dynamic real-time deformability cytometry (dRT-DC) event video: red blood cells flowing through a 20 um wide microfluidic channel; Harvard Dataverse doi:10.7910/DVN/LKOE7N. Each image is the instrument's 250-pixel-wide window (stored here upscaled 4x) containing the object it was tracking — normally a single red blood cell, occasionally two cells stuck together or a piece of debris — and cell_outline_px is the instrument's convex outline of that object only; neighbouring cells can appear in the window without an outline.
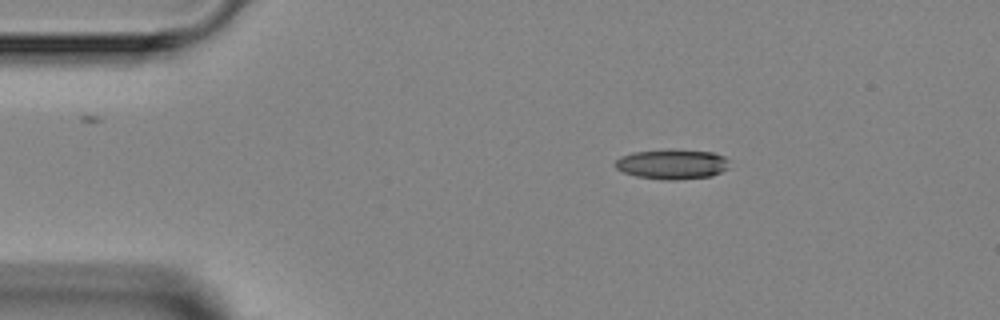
{"species": "Egyptian fruit bat (a non-hibernating species)", "species_latin": "Rousettus aegyptiacus", "temperature_condition": "room temperature", "stored_images_in_passage": 3, "camera_frame_rate_fps": 3000, "um_per_image_px": 0.085, "animal": {"sex": "female"}, "frame": {"image": 1, "passage_image": 1, "time_ms": 0.0, "image_size_px": [1000, 320], "cell_outline_px": [[728, 168], [712, 176], [676, 180], [664, 180], [636, 176], [624, 172], [616, 168], [612, 164], [620, 156], [632, 152], [668, 148], [672, 148], [712, 152], [724, 156], [728, 160]], "centroid_in_image_um": [57.1, 13.93], "position_along_channel_um": 27.9, "area_um2": 20.35}}
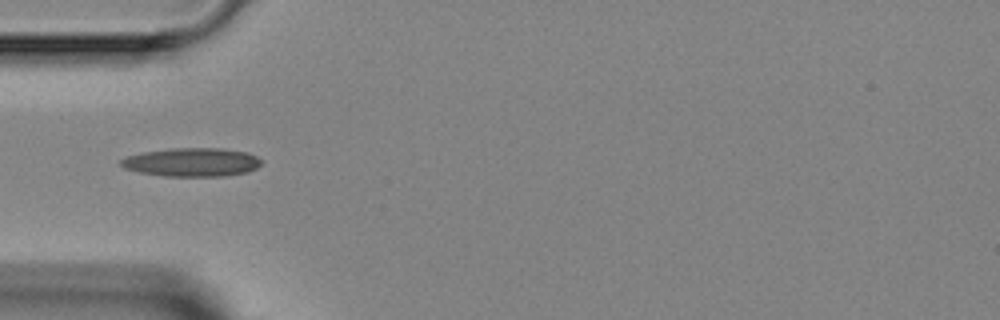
{"frame": {"image": 2, "passage_image": 3, "time_ms": 2.333, "image_size_px": [1000, 320], "cell_outline_px": [[264, 160], [256, 168], [248, 172], [224, 176], [164, 176], [140, 172], [124, 168], [120, 164], [120, 160], [128, 156], [144, 152], [172, 148], [224, 148], [248, 152]], "centroid_in_image_um": [16.36, 13.78], "position_along_channel_um": 68.6, "area_um2": 23.47}}